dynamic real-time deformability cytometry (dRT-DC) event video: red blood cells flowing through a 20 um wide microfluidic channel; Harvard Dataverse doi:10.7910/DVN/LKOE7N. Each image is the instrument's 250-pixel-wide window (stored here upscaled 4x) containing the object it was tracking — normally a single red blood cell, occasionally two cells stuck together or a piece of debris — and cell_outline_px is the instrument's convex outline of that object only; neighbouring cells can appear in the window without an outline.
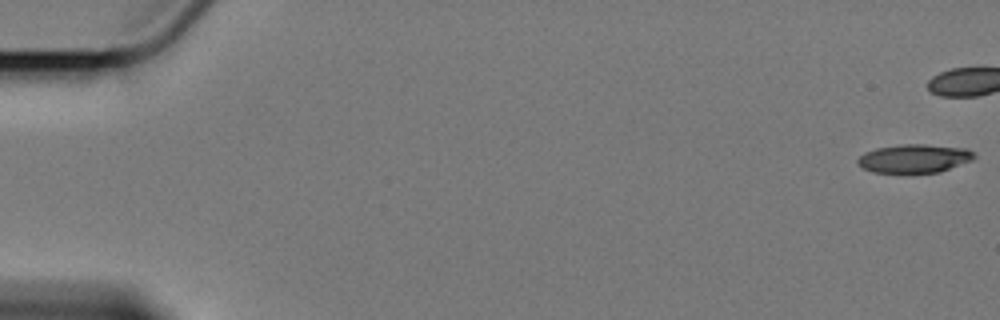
{"species": "Egyptian fruit bat (a non-hibernating species)", "species_latin": "Rousettus aegyptiacus", "temperature_condition": "cold", "stored_images_in_passage": 47, "camera_frame_rate_fps": 3000, "um_per_image_px": 0.085, "animal": {"sex": "female"}, "frame": {"image": 1, "passage_image": 1, "time_ms": 0.0, "image_size_px": [1000, 320], "cell_outline_px": [[976, 156], [972, 160], [940, 172], [872, 172], [864, 168], [856, 160], [864, 152], [876, 148], [900, 144], [924, 144], [964, 148], [976, 152]], "centroid_in_image_um": [77.73, 13.46], "position_along_channel_um": 7.3, "area_um2": 19.25}}
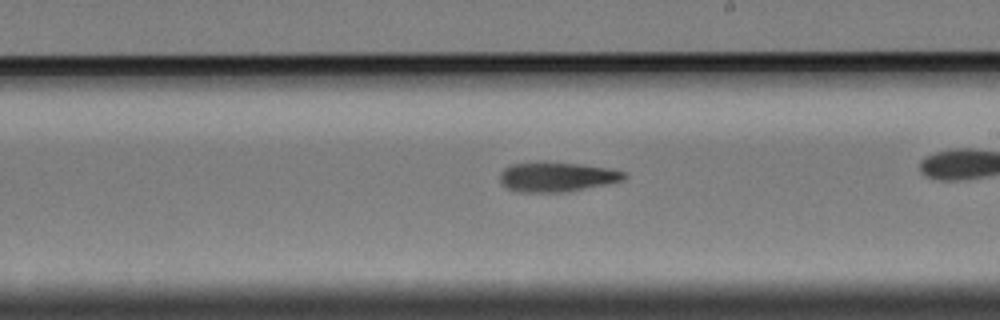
{"frame": {"image": 2, "passage_image": 35, "time_ms": 11.333, "image_size_px": [1000, 320], "cell_outline_px": [[628, 176], [624, 180], [604, 184], [560, 192], [520, 192], [508, 188], [500, 184], [500, 172], [504, 168], [512, 164], [544, 160], [580, 164], [608, 168], [624, 172]], "centroid_in_image_um": [47.27, 15.0], "position_along_channel_um": 241.7, "area_um2": 21.56}}
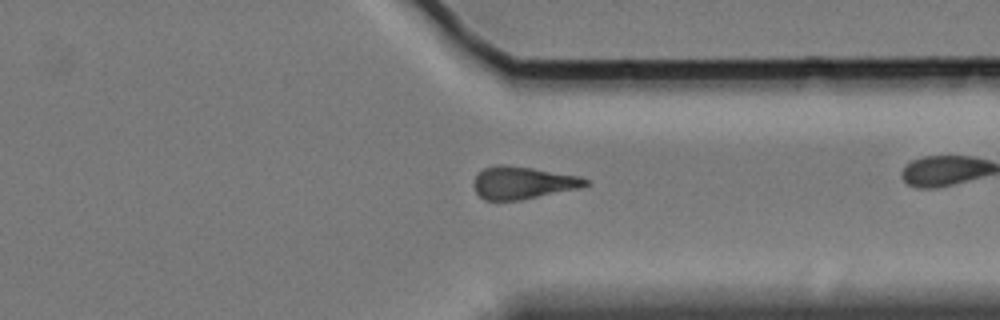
{"frame": {"image": 3, "passage_image": 46, "time_ms": 15.0, "image_size_px": [1000, 320], "cell_outline_px": [[588, 184], [580, 188], [520, 200], [484, 200], [476, 192], [476, 176], [484, 168], [496, 164], [504, 164], [532, 168], [580, 176], [588, 180]], "centroid_in_image_um": [44.46, 15.53], "position_along_channel_um": 366.9, "area_um2": 20.87}}